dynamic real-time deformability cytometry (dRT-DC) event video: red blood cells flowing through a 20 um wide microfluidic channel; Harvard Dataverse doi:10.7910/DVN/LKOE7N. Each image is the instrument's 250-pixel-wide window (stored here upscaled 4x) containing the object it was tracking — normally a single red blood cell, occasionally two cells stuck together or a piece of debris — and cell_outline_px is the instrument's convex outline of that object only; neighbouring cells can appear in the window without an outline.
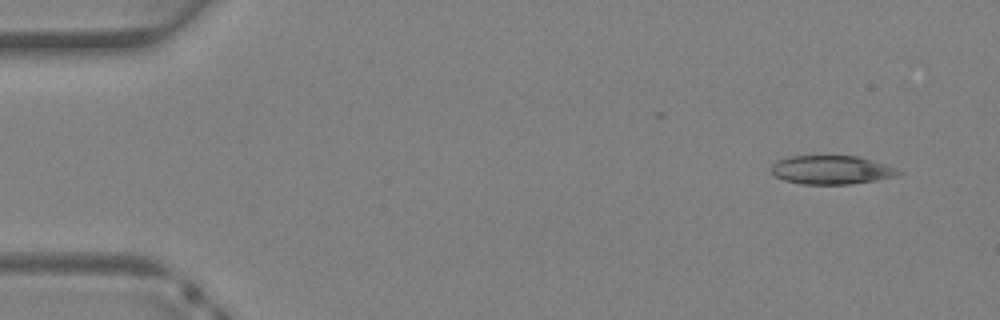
{"species": "Egyptian fruit bat (a non-hibernating species)", "species_latin": "Rousettus aegyptiacus", "temperature_condition": "warm", "stored_images_in_passage": 29, "camera_frame_rate_fps": 3000, "um_per_image_px": 0.085, "animal": {"sex": "female"}, "frame": {"image": 1, "passage_image": 1, "time_ms": 0.0, "image_size_px": [1000, 320], "cell_outline_px": [[904, 172], [896, 176], [876, 180], [848, 184], [800, 184], [784, 180], [776, 176], [768, 168], [772, 164], [788, 156], [856, 156], [884, 164], [896, 168]], "centroid_in_image_um": [70.65, 14.44], "position_along_channel_um": 14.4, "area_um2": 21.15}}
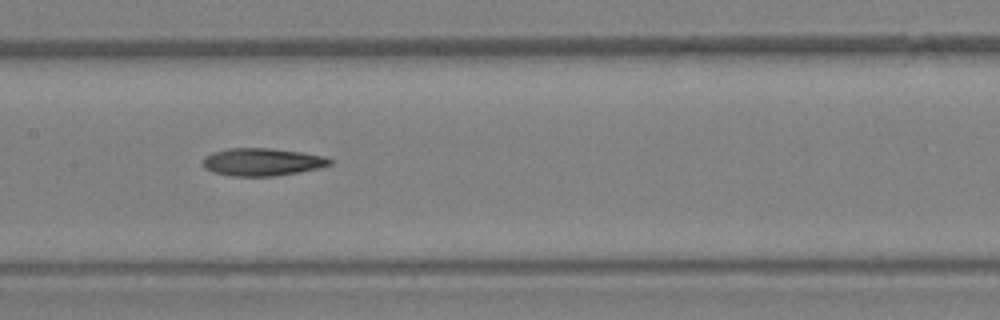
{"frame": {"image": 2, "passage_image": 17, "time_ms": 5.333, "image_size_px": [1000, 320], "cell_outline_px": [[336, 160], [332, 164], [320, 168], [276, 176], [232, 176], [212, 172], [204, 168], [204, 156], [212, 152], [228, 148], [268, 148], [304, 152], [324, 156]], "centroid_in_image_um": [22.32, 13.76], "position_along_channel_um": 185.1, "area_um2": 20.69}}
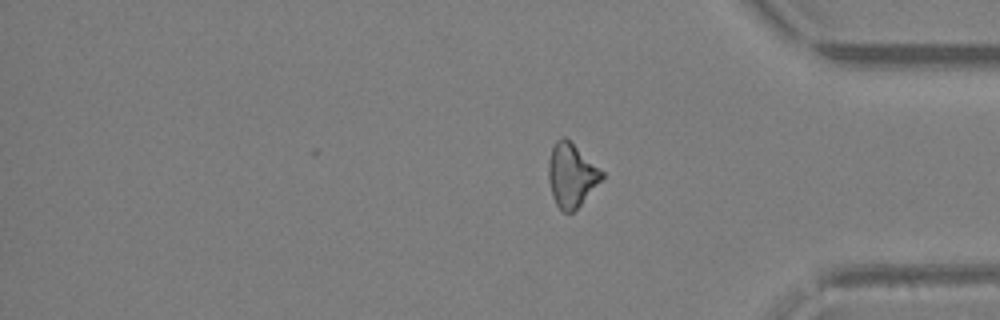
{"frame": {"image": 3, "passage_image": 29, "time_ms": 9.333, "image_size_px": [1000, 320], "cell_outline_px": [[604, 176], [580, 204], [572, 212], [564, 212], [556, 204], [552, 196], [548, 180], [548, 160], [552, 148], [556, 140], [564, 136], [604, 172]], "centroid_in_image_um": [48.54, 14.88], "position_along_channel_um": 386.7, "area_um2": 19.36}}